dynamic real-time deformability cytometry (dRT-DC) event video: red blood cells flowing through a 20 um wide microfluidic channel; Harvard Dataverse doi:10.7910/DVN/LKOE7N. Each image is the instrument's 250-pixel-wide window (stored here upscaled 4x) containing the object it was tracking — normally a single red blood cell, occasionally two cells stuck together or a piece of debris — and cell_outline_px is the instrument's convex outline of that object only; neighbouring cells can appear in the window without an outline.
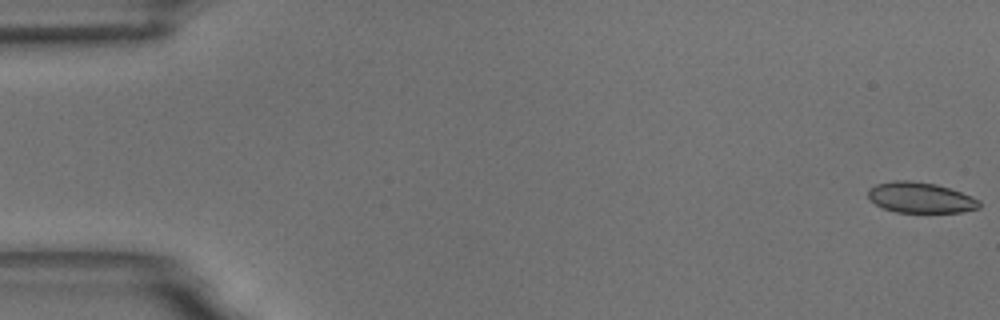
{"species": "common noctule bat (a hibernating species)", "species_latin": "Nyctalus noctula", "temperature_condition": "room temperature", "stored_images_in_passage": 54, "camera_frame_rate_fps": 3000, "um_per_image_px": 0.085, "animal": {"sex": "male", "body_mass_g": 18.8}, "frame": {"image": 1, "passage_image": 1, "time_ms": 0.0, "image_size_px": [1000, 320], "cell_outline_px": [[980, 208], [964, 212], [896, 212], [884, 208], [876, 204], [868, 196], [868, 188], [876, 184], [892, 180], [908, 180], [936, 184], [972, 196], [980, 200]], "centroid_in_image_um": [78.25, 16.79], "position_along_channel_um": 6.8, "area_um2": 19.83}}
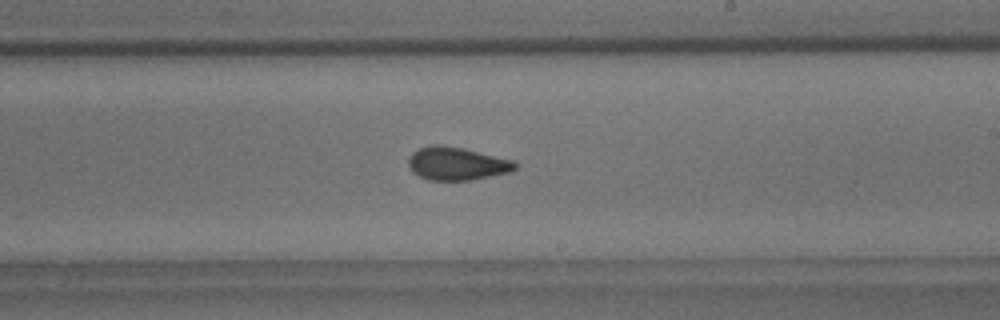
{"frame": {"image": 2, "passage_image": 33, "time_ms": 10.667, "image_size_px": [1000, 320], "cell_outline_px": [[516, 168], [512, 172], [472, 180], [428, 180], [412, 172], [408, 164], [408, 156], [412, 152], [420, 148], [432, 144], [440, 144], [464, 148], [516, 160]], "centroid_in_image_um": [38.85, 13.9], "position_along_channel_um": 250.2, "area_um2": 20.92}}
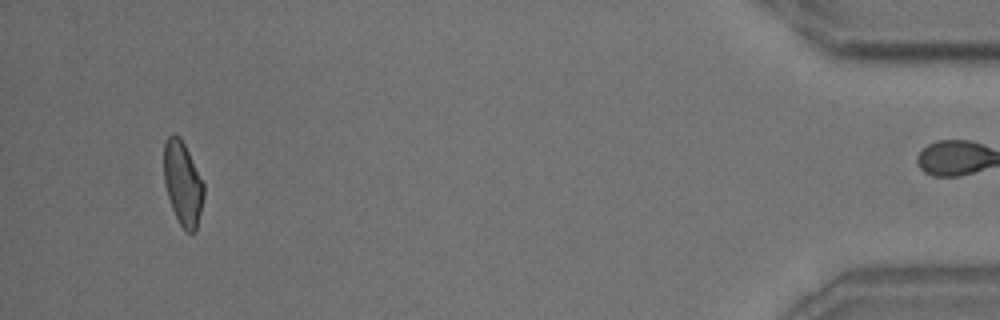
{"frame": {"image": 3, "passage_image": 53, "time_ms": 17.333, "image_size_px": [1000, 320], "cell_outline_px": [[204, 196], [196, 232], [188, 232], [180, 224], [172, 208], [164, 184], [164, 144], [168, 136], [172, 132], [180, 136], [204, 184]], "centroid_in_image_um": [15.53, 15.57], "position_along_channel_um": 419.7, "area_um2": 19.36}, "authors_computed_cell_mechanics": {"area_um2": 20.5479, "velocity_mm_per_s": 3.6701, "shape_relaxation_time_tau1_ms": null, "shape_relaxation_time_tau2_ms": 1.7465, "deformation_change_tau1": null, "deformation_change_tau2": 0.0661}}